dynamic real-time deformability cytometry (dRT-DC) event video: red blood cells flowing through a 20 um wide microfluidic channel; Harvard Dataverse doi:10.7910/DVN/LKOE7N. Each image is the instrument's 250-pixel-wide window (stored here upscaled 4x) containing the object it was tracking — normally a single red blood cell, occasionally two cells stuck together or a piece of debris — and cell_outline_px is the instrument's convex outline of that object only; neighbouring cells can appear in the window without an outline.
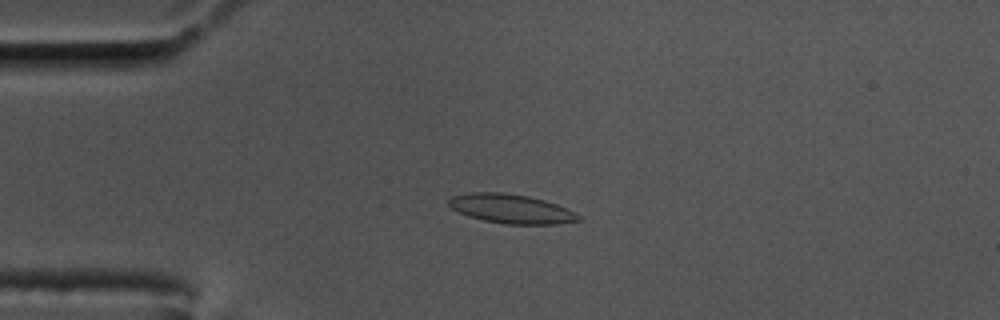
{"species": "common noctule bat (a hibernating species)", "species_latin": "Nyctalus noctula", "temperature_condition": "cold", "stored_images_in_passage": 57, "camera_frame_rate_fps": 3000, "um_per_image_px": 0.085, "animal": {"sex": "male", "body_mass_g": 17.5, "forearm_length_mm": 52.3}, "frame": {"image": 1, "passage_image": 13, "time_ms": 4.0, "image_size_px": [1000, 320], "cell_outline_px": [[584, 220], [556, 224], [504, 224], [484, 220], [468, 216], [452, 208], [448, 204], [448, 200], [452, 196], [468, 192], [504, 192], [528, 196], [544, 200], [556, 204], [580, 216]], "centroid_in_image_um": [43.43, 17.74], "position_along_channel_um": 41.6, "area_um2": 21.96}}
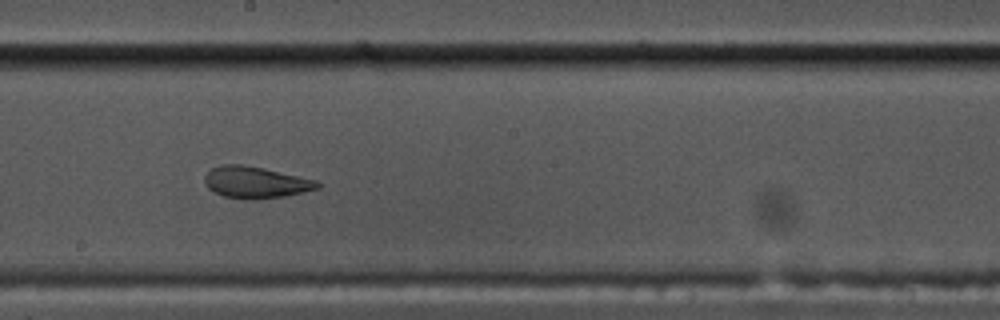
{"frame": {"image": 2, "passage_image": 31, "time_ms": 10.0, "image_size_px": [1000, 320], "cell_outline_px": [[324, 184], [320, 188], [284, 196], [256, 200], [244, 200], [224, 196], [208, 188], [204, 184], [204, 176], [212, 168], [220, 164], [244, 164], [264, 168], [320, 180]], "centroid_in_image_um": [21.77, 15.5], "position_along_channel_um": 226.4, "area_um2": 21.27}}
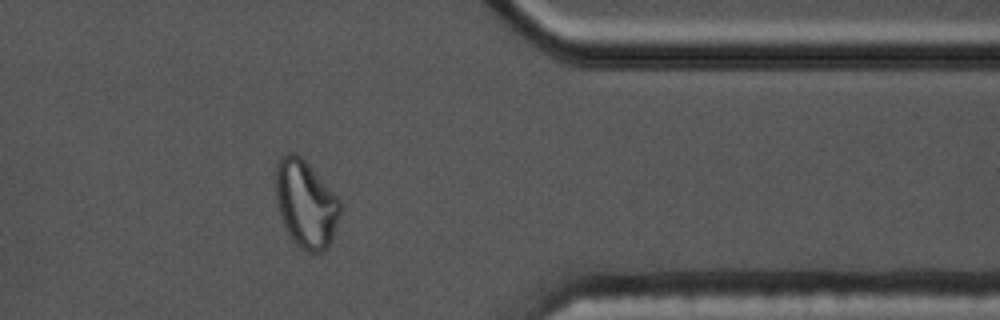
{"frame": {"image": 3, "passage_image": 46, "time_ms": 15.0, "image_size_px": [1000, 320], "cell_outline_px": [[344, 208], [332, 240], [328, 248], [324, 252], [308, 252], [300, 248], [292, 240], [280, 216], [276, 200], [276, 164], [280, 156], [288, 152], [296, 152], [308, 164], [340, 200]], "centroid_in_image_um": [26.02, 17.35], "position_along_channel_um": 385.4, "area_um2": 33.18}, "authors_computed_cell_mechanics": {"area_um2": 21.2704, "velocity_mm_per_s": 3.4741, "shape_relaxation_time_tau1_ms": null, "shape_relaxation_time_tau2_ms": 1.3689, "deformation_change_tau1": null, "deformation_change_tau2": 0.0701}}